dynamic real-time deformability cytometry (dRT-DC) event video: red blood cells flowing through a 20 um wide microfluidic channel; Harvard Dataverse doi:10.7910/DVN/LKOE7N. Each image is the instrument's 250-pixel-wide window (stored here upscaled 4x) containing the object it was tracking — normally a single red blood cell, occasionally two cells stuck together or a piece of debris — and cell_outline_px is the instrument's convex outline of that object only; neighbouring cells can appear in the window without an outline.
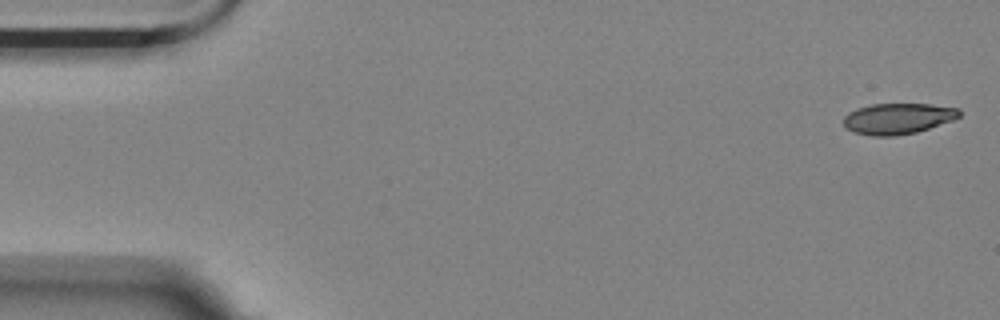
{"species": "Egyptian fruit bat (a non-hibernating species)", "species_latin": "Rousettus aegyptiacus", "temperature_condition": "room temperature", "stored_images_in_passage": 5, "camera_frame_rate_fps": 3000, "um_per_image_px": 0.085, "animal": {"sex": "female"}, "frame": {"image": 1, "passage_image": 1, "time_ms": 0.0, "image_size_px": [1000, 320], "cell_outline_px": [[960, 116], [952, 120], [916, 132], [896, 136], [872, 136], [852, 132], [844, 124], [844, 116], [848, 112], [856, 108], [872, 104], [928, 104], [960, 108]], "centroid_in_image_um": [76.29, 10.08], "position_along_channel_um": 8.7, "area_um2": 20.81}}
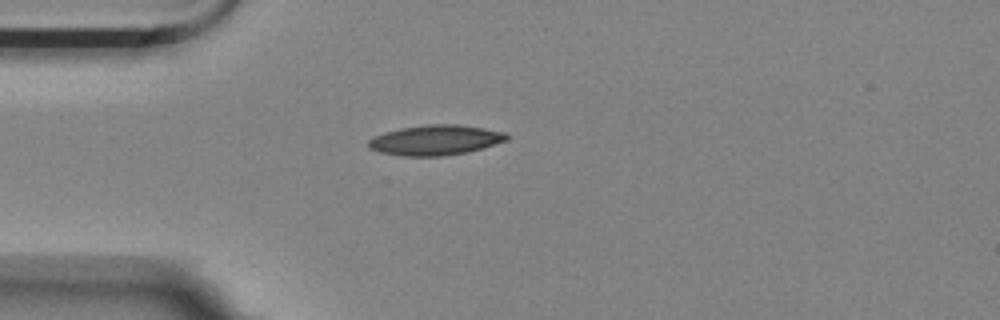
{"frame": {"image": 2, "passage_image": 5, "time_ms": 4.333, "image_size_px": [1000, 320], "cell_outline_px": [[508, 140], [468, 152], [444, 156], [404, 156], [380, 152], [368, 148], [368, 140], [384, 132], [400, 128], [424, 124], [456, 124], [484, 128], [504, 132], [508, 136]], "centroid_in_image_um": [37.0, 11.9], "position_along_channel_um": 48.0, "area_um2": 24.28}}